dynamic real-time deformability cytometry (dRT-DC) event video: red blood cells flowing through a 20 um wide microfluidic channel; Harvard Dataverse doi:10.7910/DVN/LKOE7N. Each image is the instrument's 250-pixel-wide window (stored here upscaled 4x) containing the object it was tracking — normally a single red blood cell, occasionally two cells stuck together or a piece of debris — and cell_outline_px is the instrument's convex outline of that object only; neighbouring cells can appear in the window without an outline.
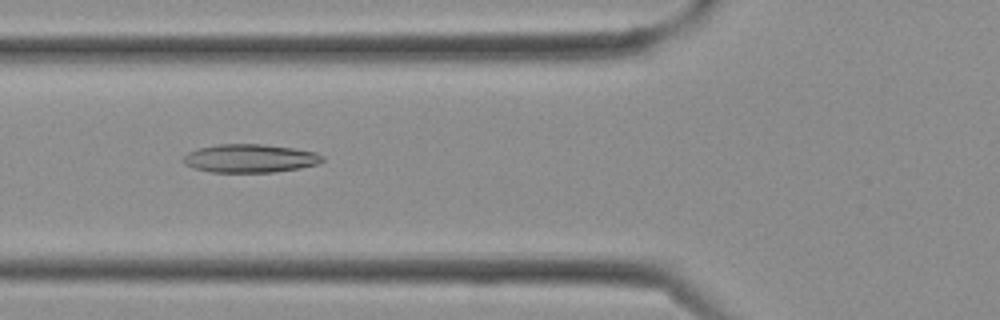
{"species": "Egyptian fruit bat (a non-hibernating species)", "species_latin": "Rousettus aegyptiacus", "temperature_condition": "cold", "stored_images_in_passage": 20, "camera_frame_rate_fps": 3000, "um_per_image_px": 0.085, "frame": {"image": 1, "passage_image": 11, "time_ms": 3.333, "image_size_px": [1000, 320], "cell_outline_px": [[324, 160], [316, 164], [300, 168], [272, 172], [212, 172], [196, 168], [184, 164], [180, 160], [188, 152], [196, 148], [216, 144], [264, 144], [292, 148], [316, 152], [324, 156]], "centroid_in_image_um": [21.22, 13.45], "position_along_channel_um": 104.6, "area_um2": 23.06}}
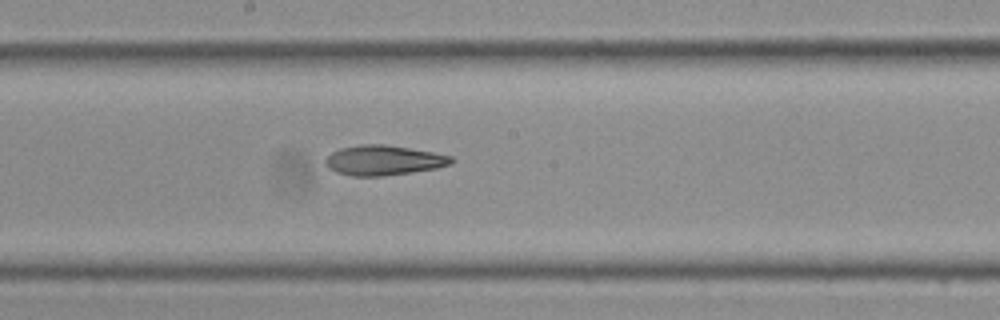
{"frame": {"image": 2, "passage_image": 16, "time_ms": 5.0, "image_size_px": [1000, 320], "cell_outline_px": [[456, 160], [452, 164], [436, 168], [412, 172], [380, 176], [352, 176], [336, 172], [328, 168], [324, 160], [332, 152], [340, 148], [360, 144], [384, 144], [432, 152], [452, 156]], "centroid_in_image_um": [32.61, 13.62], "position_along_channel_um": 215.6, "area_um2": 21.96}}
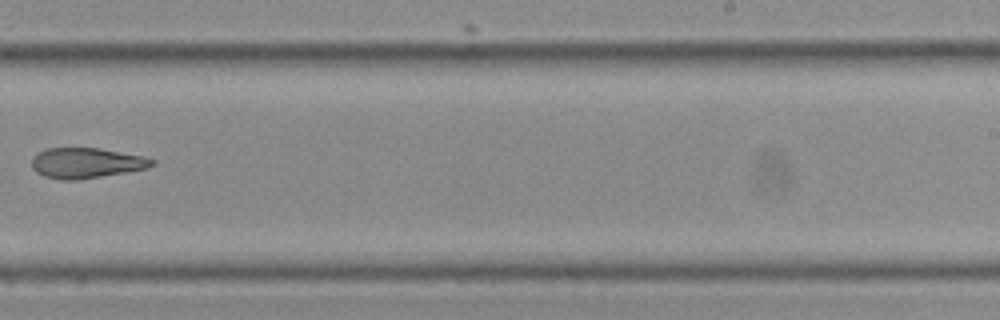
{"frame": {"image": 3, "passage_image": 19, "time_ms": 6.0, "image_size_px": [1000, 320], "cell_outline_px": [[156, 164], [148, 168], [76, 180], [64, 180], [44, 176], [36, 172], [32, 168], [32, 156], [48, 148], [100, 148], [140, 156], [156, 160]], "centroid_in_image_um": [7.32, 13.85], "position_along_channel_um": 281.7, "area_um2": 21.04}}